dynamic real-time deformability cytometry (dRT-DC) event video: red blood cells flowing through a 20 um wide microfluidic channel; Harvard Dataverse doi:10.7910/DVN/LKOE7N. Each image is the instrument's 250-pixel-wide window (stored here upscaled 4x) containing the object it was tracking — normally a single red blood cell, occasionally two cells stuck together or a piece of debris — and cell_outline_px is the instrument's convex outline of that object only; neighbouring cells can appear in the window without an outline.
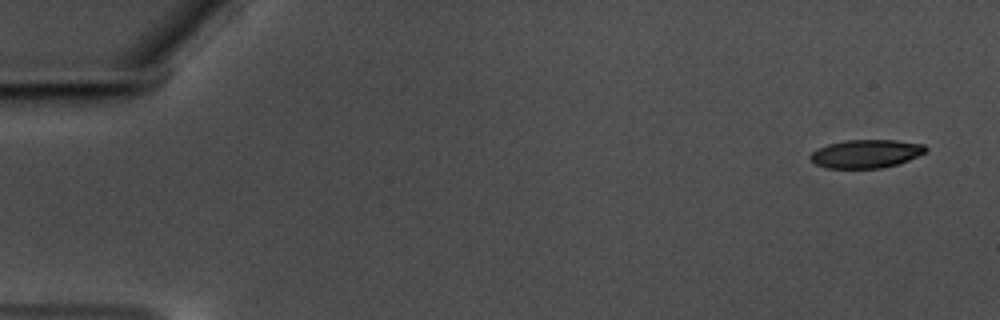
{"species": "common noctule bat (a hibernating species)", "species_latin": "Nyctalus noctula", "temperature_condition": "warm", "stored_images_in_passage": 56, "camera_frame_rate_fps": 3000, "um_per_image_px": 0.085, "animal": {"sex": "male", "body_mass_g": 17.5, "forearm_length_mm": 52.3}, "frame": {"image": 1, "passage_image": 1, "time_ms": 0.0, "image_size_px": [1000, 320], "cell_outline_px": [[928, 148], [924, 152], [908, 160], [896, 164], [880, 168], [828, 168], [816, 164], [808, 156], [816, 148], [828, 144], [844, 140], [896, 140], [924, 144]], "centroid_in_image_um": [73.58, 13.06], "position_along_channel_um": 11.4, "area_um2": 18.96}}
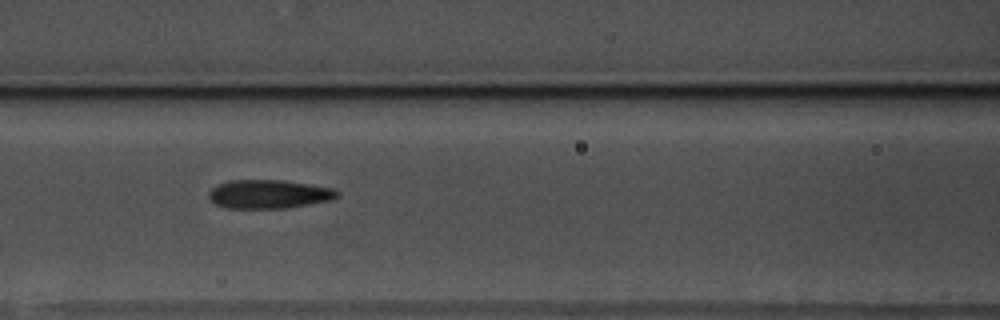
{"frame": {"image": 2, "passage_image": 24, "time_ms": 7.667, "image_size_px": [1000, 320], "cell_outline_px": [[340, 192], [332, 200], [284, 208], [224, 208], [216, 204], [208, 196], [208, 192], [212, 188], [228, 180], [284, 180], [332, 188]], "centroid_in_image_um": [22.83, 16.5], "position_along_channel_um": 143.8, "area_um2": 21.33}}
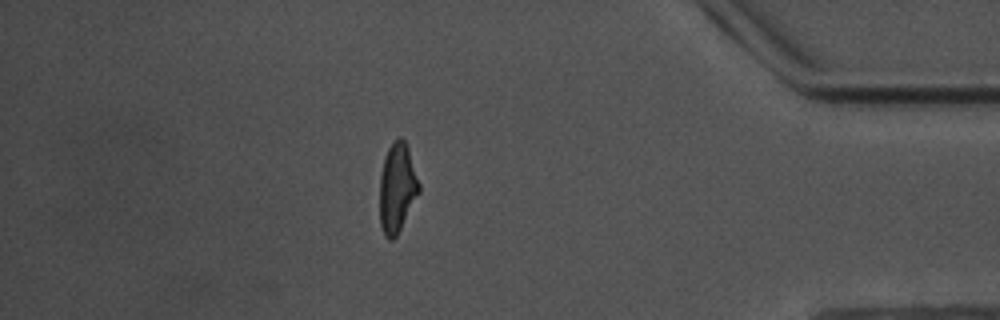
{"frame": {"image": 3, "passage_image": 49, "time_ms": 16.0, "image_size_px": [1000, 320], "cell_outline_px": [[420, 192], [396, 236], [392, 240], [388, 240], [384, 236], [380, 224], [380, 176], [384, 156], [388, 148], [400, 136], [404, 140], [408, 148], [420, 184]], "centroid_in_image_um": [33.75, 15.99], "position_along_channel_um": 401.4, "area_um2": 20.4}, "authors_computed_cell_mechanics": {"area_um2": 20.7213, "velocity_mm_per_s": 3.5355, "shape_relaxation_time_tau1_ms": 7.3013, "shape_relaxation_time_tau2_ms": 2.0171, "deformation_change_tau1": 0.182, "deformation_change_tau2": 0.1137}}